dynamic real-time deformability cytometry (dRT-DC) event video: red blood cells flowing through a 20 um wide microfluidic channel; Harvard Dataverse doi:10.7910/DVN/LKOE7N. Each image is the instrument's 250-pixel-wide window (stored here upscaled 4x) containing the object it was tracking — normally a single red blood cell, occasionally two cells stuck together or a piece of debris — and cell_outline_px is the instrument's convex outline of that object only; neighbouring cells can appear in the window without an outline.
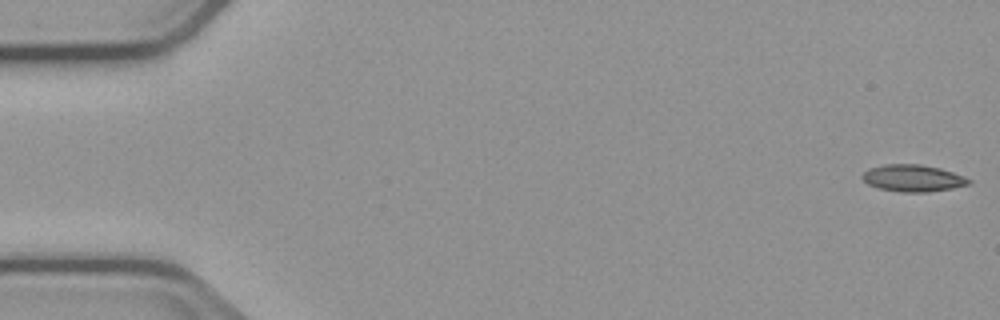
{"species": "common noctule bat (a hibernating species)", "species_latin": "Nyctalus noctula", "temperature_condition": "cold", "stored_images_in_passage": 6, "camera_frame_rate_fps": 3000, "um_per_image_px": 0.085, "animal": {"sex": "male", "body_mass_g": 23.1, "forearm_length_mm": 52.7}, "frame": {"image": 1, "passage_image": 1, "time_ms": 0.0, "image_size_px": [1000, 320], "cell_outline_px": [[972, 180], [968, 184], [952, 188], [928, 192], [900, 192], [880, 188], [868, 184], [860, 176], [868, 168], [884, 164], [920, 164], [940, 168], [952, 172]], "centroid_in_image_um": [77.56, 15.13], "position_along_channel_um": 7.4, "area_um2": 16.59}}
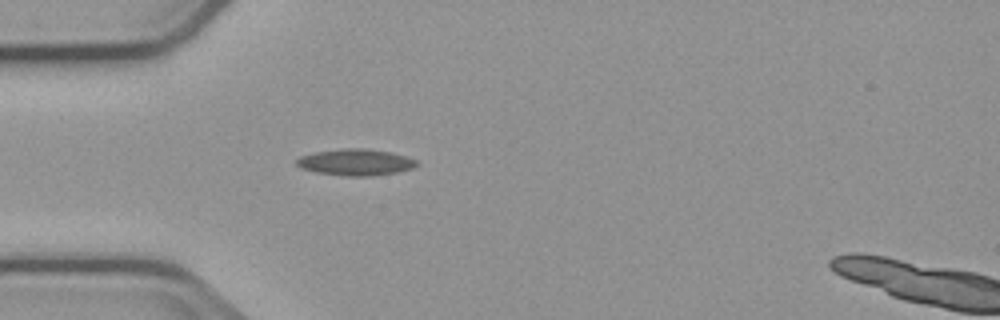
{"frame": {"image": 2, "passage_image": 5, "time_ms": 5.0, "image_size_px": [1000, 320], "cell_outline_px": [[420, 164], [412, 168], [396, 172], [372, 176], [344, 176], [316, 172], [300, 168], [296, 164], [296, 160], [300, 156], [316, 152], [344, 148], [360, 148], [388, 152], [404, 156], [416, 160]], "centroid_in_image_um": [30.2, 13.8], "position_along_channel_um": 54.8, "area_um2": 18.32}}